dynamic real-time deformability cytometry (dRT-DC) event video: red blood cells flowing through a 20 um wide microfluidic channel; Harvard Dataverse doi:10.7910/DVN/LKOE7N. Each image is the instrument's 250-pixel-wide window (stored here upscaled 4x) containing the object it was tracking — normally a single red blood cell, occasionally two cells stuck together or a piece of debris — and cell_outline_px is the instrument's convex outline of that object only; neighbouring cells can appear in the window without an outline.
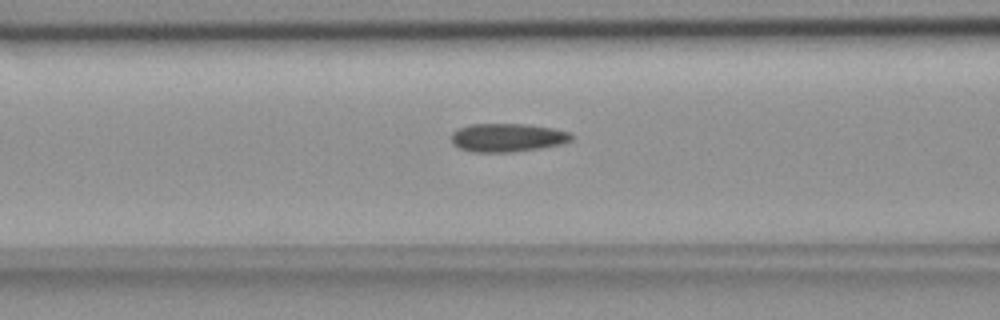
{"species": "common noctule bat (a hibernating species)", "species_latin": "Nyctalus noctula", "temperature_condition": "room temperature", "stored_images_in_passage": 33, "camera_frame_rate_fps": 3000, "um_per_image_px": 0.085, "animal": {"sex": "female", "body_mass_g": 18.4}, "frame": {"image": 1, "passage_image": 6, "time_ms": 1.667, "image_size_px": [1000, 320], "cell_outline_px": [[572, 140], [560, 144], [512, 152], [472, 152], [460, 148], [452, 144], [452, 132], [468, 124], [528, 124], [552, 128], [572, 132]], "centroid_in_image_um": [43.12, 11.69], "position_along_channel_um": 123.5, "area_um2": 19.83}}
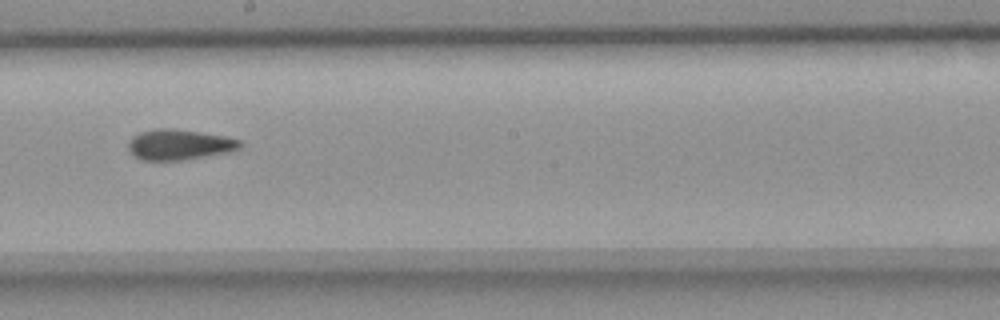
{"frame": {"image": 2, "passage_image": 15, "time_ms": 4.667, "image_size_px": [1000, 320], "cell_outline_px": [[244, 144], [240, 148], [228, 152], [180, 160], [140, 160], [132, 156], [128, 148], [128, 140], [132, 136], [140, 132], [156, 128], [168, 128], [200, 132], [224, 136], [240, 140]], "centroid_in_image_um": [15.19, 12.29], "position_along_channel_um": 233.0, "area_um2": 19.88}}
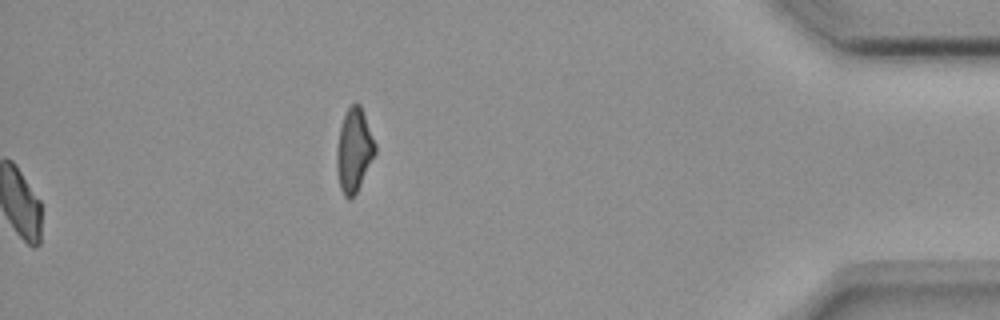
{"frame": {"image": 3, "passage_image": 33, "time_ms": 10.667, "image_size_px": [1000, 320], "cell_outline_px": [[376, 152], [356, 192], [348, 200], [344, 196], [340, 188], [336, 168], [336, 152], [340, 128], [344, 116], [348, 108], [356, 100], [360, 104], [376, 144]], "centroid_in_image_um": [30.08, 12.75], "position_along_channel_um": 405.1, "area_um2": 18.5}, "authors_computed_cell_mechanics": {"area_um2": 19.4208, "velocity_mm_per_s": 3.6645, "shape_relaxation_time_tau1_ms": null, "shape_relaxation_time_tau2_ms": 2.6935, "deformation_change_tau1": null, "deformation_change_tau2": 0.1057}}